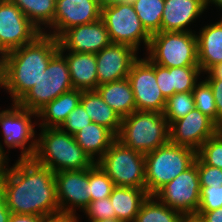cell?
Listing matches in <instances>:
<instances>
[{
  "label": "cell",
  "mask_w": 222,
  "mask_h": 222,
  "mask_svg": "<svg viewBox=\"0 0 222 222\" xmlns=\"http://www.w3.org/2000/svg\"><path fill=\"white\" fill-rule=\"evenodd\" d=\"M10 213L60 216L56 195L55 173L33 158L18 159L0 177Z\"/></svg>",
  "instance_id": "obj_1"
},
{
  "label": "cell",
  "mask_w": 222,
  "mask_h": 222,
  "mask_svg": "<svg viewBox=\"0 0 222 222\" xmlns=\"http://www.w3.org/2000/svg\"><path fill=\"white\" fill-rule=\"evenodd\" d=\"M58 51V39L42 33L33 42L0 57V87L9 92L13 103L38 82Z\"/></svg>",
  "instance_id": "obj_2"
},
{
  "label": "cell",
  "mask_w": 222,
  "mask_h": 222,
  "mask_svg": "<svg viewBox=\"0 0 222 222\" xmlns=\"http://www.w3.org/2000/svg\"><path fill=\"white\" fill-rule=\"evenodd\" d=\"M33 159L54 173L65 170H83L95 163L71 135L59 128H41Z\"/></svg>",
  "instance_id": "obj_3"
},
{
  "label": "cell",
  "mask_w": 222,
  "mask_h": 222,
  "mask_svg": "<svg viewBox=\"0 0 222 222\" xmlns=\"http://www.w3.org/2000/svg\"><path fill=\"white\" fill-rule=\"evenodd\" d=\"M116 137L126 147L146 154L170 141L169 124L163 113L134 111L122 118Z\"/></svg>",
  "instance_id": "obj_4"
},
{
  "label": "cell",
  "mask_w": 222,
  "mask_h": 222,
  "mask_svg": "<svg viewBox=\"0 0 222 222\" xmlns=\"http://www.w3.org/2000/svg\"><path fill=\"white\" fill-rule=\"evenodd\" d=\"M196 156L194 149L170 141L146 153L145 189L148 195H155L163 186L188 169Z\"/></svg>",
  "instance_id": "obj_5"
},
{
  "label": "cell",
  "mask_w": 222,
  "mask_h": 222,
  "mask_svg": "<svg viewBox=\"0 0 222 222\" xmlns=\"http://www.w3.org/2000/svg\"><path fill=\"white\" fill-rule=\"evenodd\" d=\"M146 51L151 62L163 67L199 66L195 32H157Z\"/></svg>",
  "instance_id": "obj_6"
},
{
  "label": "cell",
  "mask_w": 222,
  "mask_h": 222,
  "mask_svg": "<svg viewBox=\"0 0 222 222\" xmlns=\"http://www.w3.org/2000/svg\"><path fill=\"white\" fill-rule=\"evenodd\" d=\"M115 186L145 189V154L115 140L97 162Z\"/></svg>",
  "instance_id": "obj_7"
},
{
  "label": "cell",
  "mask_w": 222,
  "mask_h": 222,
  "mask_svg": "<svg viewBox=\"0 0 222 222\" xmlns=\"http://www.w3.org/2000/svg\"><path fill=\"white\" fill-rule=\"evenodd\" d=\"M67 61L58 51L38 82L17 102L24 109L38 112L63 93L73 90Z\"/></svg>",
  "instance_id": "obj_8"
},
{
  "label": "cell",
  "mask_w": 222,
  "mask_h": 222,
  "mask_svg": "<svg viewBox=\"0 0 222 222\" xmlns=\"http://www.w3.org/2000/svg\"><path fill=\"white\" fill-rule=\"evenodd\" d=\"M101 19L112 43L127 44L137 51L143 42L148 48L151 35L143 27L132 4L117 3L102 7Z\"/></svg>",
  "instance_id": "obj_9"
},
{
  "label": "cell",
  "mask_w": 222,
  "mask_h": 222,
  "mask_svg": "<svg viewBox=\"0 0 222 222\" xmlns=\"http://www.w3.org/2000/svg\"><path fill=\"white\" fill-rule=\"evenodd\" d=\"M12 105V108L0 111L4 144L8 149H21L19 159L33 158L36 153L37 138L35 139V125L32 124L31 118L37 117V113L24 109L17 103Z\"/></svg>",
  "instance_id": "obj_10"
},
{
  "label": "cell",
  "mask_w": 222,
  "mask_h": 222,
  "mask_svg": "<svg viewBox=\"0 0 222 222\" xmlns=\"http://www.w3.org/2000/svg\"><path fill=\"white\" fill-rule=\"evenodd\" d=\"M200 192L199 172L194 162L154 196L186 218L195 217L200 204Z\"/></svg>",
  "instance_id": "obj_11"
},
{
  "label": "cell",
  "mask_w": 222,
  "mask_h": 222,
  "mask_svg": "<svg viewBox=\"0 0 222 222\" xmlns=\"http://www.w3.org/2000/svg\"><path fill=\"white\" fill-rule=\"evenodd\" d=\"M42 32L9 0H0V57L33 42Z\"/></svg>",
  "instance_id": "obj_12"
},
{
  "label": "cell",
  "mask_w": 222,
  "mask_h": 222,
  "mask_svg": "<svg viewBox=\"0 0 222 222\" xmlns=\"http://www.w3.org/2000/svg\"><path fill=\"white\" fill-rule=\"evenodd\" d=\"M128 80L134 94L136 111L163 113L166 98L163 96L155 76V63L147 56L137 58L131 65Z\"/></svg>",
  "instance_id": "obj_13"
},
{
  "label": "cell",
  "mask_w": 222,
  "mask_h": 222,
  "mask_svg": "<svg viewBox=\"0 0 222 222\" xmlns=\"http://www.w3.org/2000/svg\"><path fill=\"white\" fill-rule=\"evenodd\" d=\"M55 183L61 215L77 217L76 208L83 211L90 204L89 168L56 172Z\"/></svg>",
  "instance_id": "obj_14"
},
{
  "label": "cell",
  "mask_w": 222,
  "mask_h": 222,
  "mask_svg": "<svg viewBox=\"0 0 222 222\" xmlns=\"http://www.w3.org/2000/svg\"><path fill=\"white\" fill-rule=\"evenodd\" d=\"M219 130L220 127L211 118L194 108L169 126L170 142L197 152L202 144Z\"/></svg>",
  "instance_id": "obj_15"
},
{
  "label": "cell",
  "mask_w": 222,
  "mask_h": 222,
  "mask_svg": "<svg viewBox=\"0 0 222 222\" xmlns=\"http://www.w3.org/2000/svg\"><path fill=\"white\" fill-rule=\"evenodd\" d=\"M99 0H56L52 32L45 34L58 39L66 30L101 19Z\"/></svg>",
  "instance_id": "obj_16"
},
{
  "label": "cell",
  "mask_w": 222,
  "mask_h": 222,
  "mask_svg": "<svg viewBox=\"0 0 222 222\" xmlns=\"http://www.w3.org/2000/svg\"><path fill=\"white\" fill-rule=\"evenodd\" d=\"M59 50L97 54L112 44L102 19L66 30L59 38Z\"/></svg>",
  "instance_id": "obj_17"
},
{
  "label": "cell",
  "mask_w": 222,
  "mask_h": 222,
  "mask_svg": "<svg viewBox=\"0 0 222 222\" xmlns=\"http://www.w3.org/2000/svg\"><path fill=\"white\" fill-rule=\"evenodd\" d=\"M137 51L127 44L112 43L96 54L98 85L127 78Z\"/></svg>",
  "instance_id": "obj_18"
},
{
  "label": "cell",
  "mask_w": 222,
  "mask_h": 222,
  "mask_svg": "<svg viewBox=\"0 0 222 222\" xmlns=\"http://www.w3.org/2000/svg\"><path fill=\"white\" fill-rule=\"evenodd\" d=\"M205 10L203 0H164L161 31L192 32L187 26Z\"/></svg>",
  "instance_id": "obj_19"
},
{
  "label": "cell",
  "mask_w": 222,
  "mask_h": 222,
  "mask_svg": "<svg viewBox=\"0 0 222 222\" xmlns=\"http://www.w3.org/2000/svg\"><path fill=\"white\" fill-rule=\"evenodd\" d=\"M65 57L73 88L81 91L96 90L98 87L97 60L93 53H65V50H59Z\"/></svg>",
  "instance_id": "obj_20"
},
{
  "label": "cell",
  "mask_w": 222,
  "mask_h": 222,
  "mask_svg": "<svg viewBox=\"0 0 222 222\" xmlns=\"http://www.w3.org/2000/svg\"><path fill=\"white\" fill-rule=\"evenodd\" d=\"M197 37L198 63L201 72H208L222 63V18L218 22L201 28Z\"/></svg>",
  "instance_id": "obj_21"
},
{
  "label": "cell",
  "mask_w": 222,
  "mask_h": 222,
  "mask_svg": "<svg viewBox=\"0 0 222 222\" xmlns=\"http://www.w3.org/2000/svg\"><path fill=\"white\" fill-rule=\"evenodd\" d=\"M76 142L82 150L97 163L109 149L111 144L117 139L116 135L103 125L91 122L75 135ZM97 158H96V157Z\"/></svg>",
  "instance_id": "obj_22"
},
{
  "label": "cell",
  "mask_w": 222,
  "mask_h": 222,
  "mask_svg": "<svg viewBox=\"0 0 222 222\" xmlns=\"http://www.w3.org/2000/svg\"><path fill=\"white\" fill-rule=\"evenodd\" d=\"M81 90L73 89L61 94L37 112V117L42 119L41 128H59L69 114L81 101Z\"/></svg>",
  "instance_id": "obj_23"
},
{
  "label": "cell",
  "mask_w": 222,
  "mask_h": 222,
  "mask_svg": "<svg viewBox=\"0 0 222 222\" xmlns=\"http://www.w3.org/2000/svg\"><path fill=\"white\" fill-rule=\"evenodd\" d=\"M98 93L121 118L136 111V103L128 78L98 85Z\"/></svg>",
  "instance_id": "obj_24"
},
{
  "label": "cell",
  "mask_w": 222,
  "mask_h": 222,
  "mask_svg": "<svg viewBox=\"0 0 222 222\" xmlns=\"http://www.w3.org/2000/svg\"><path fill=\"white\" fill-rule=\"evenodd\" d=\"M80 103L92 122L105 126L116 136L119 134L122 118L104 102L97 90L82 91Z\"/></svg>",
  "instance_id": "obj_25"
},
{
  "label": "cell",
  "mask_w": 222,
  "mask_h": 222,
  "mask_svg": "<svg viewBox=\"0 0 222 222\" xmlns=\"http://www.w3.org/2000/svg\"><path fill=\"white\" fill-rule=\"evenodd\" d=\"M148 197L146 189L115 186L109 196L116 219L122 222H134L140 207Z\"/></svg>",
  "instance_id": "obj_26"
},
{
  "label": "cell",
  "mask_w": 222,
  "mask_h": 222,
  "mask_svg": "<svg viewBox=\"0 0 222 222\" xmlns=\"http://www.w3.org/2000/svg\"><path fill=\"white\" fill-rule=\"evenodd\" d=\"M13 2L23 14L40 30L53 25L56 0H9Z\"/></svg>",
  "instance_id": "obj_27"
},
{
  "label": "cell",
  "mask_w": 222,
  "mask_h": 222,
  "mask_svg": "<svg viewBox=\"0 0 222 222\" xmlns=\"http://www.w3.org/2000/svg\"><path fill=\"white\" fill-rule=\"evenodd\" d=\"M184 219L180 212L163 204L156 196L148 195L134 222H182Z\"/></svg>",
  "instance_id": "obj_28"
},
{
  "label": "cell",
  "mask_w": 222,
  "mask_h": 222,
  "mask_svg": "<svg viewBox=\"0 0 222 222\" xmlns=\"http://www.w3.org/2000/svg\"><path fill=\"white\" fill-rule=\"evenodd\" d=\"M132 5L150 35L161 32L164 0H134Z\"/></svg>",
  "instance_id": "obj_29"
},
{
  "label": "cell",
  "mask_w": 222,
  "mask_h": 222,
  "mask_svg": "<svg viewBox=\"0 0 222 222\" xmlns=\"http://www.w3.org/2000/svg\"><path fill=\"white\" fill-rule=\"evenodd\" d=\"M194 108L195 103L192 92H179L166 99L163 114L170 126L173 122L186 116Z\"/></svg>",
  "instance_id": "obj_30"
},
{
  "label": "cell",
  "mask_w": 222,
  "mask_h": 222,
  "mask_svg": "<svg viewBox=\"0 0 222 222\" xmlns=\"http://www.w3.org/2000/svg\"><path fill=\"white\" fill-rule=\"evenodd\" d=\"M114 187V182L97 163L89 168L90 201L109 197Z\"/></svg>",
  "instance_id": "obj_31"
},
{
  "label": "cell",
  "mask_w": 222,
  "mask_h": 222,
  "mask_svg": "<svg viewBox=\"0 0 222 222\" xmlns=\"http://www.w3.org/2000/svg\"><path fill=\"white\" fill-rule=\"evenodd\" d=\"M171 73L172 88L174 94L179 92H193L198 83L201 69L199 66H184L169 68Z\"/></svg>",
  "instance_id": "obj_32"
},
{
  "label": "cell",
  "mask_w": 222,
  "mask_h": 222,
  "mask_svg": "<svg viewBox=\"0 0 222 222\" xmlns=\"http://www.w3.org/2000/svg\"><path fill=\"white\" fill-rule=\"evenodd\" d=\"M195 108L211 118L217 124V107L211 86L202 80L193 89Z\"/></svg>",
  "instance_id": "obj_33"
},
{
  "label": "cell",
  "mask_w": 222,
  "mask_h": 222,
  "mask_svg": "<svg viewBox=\"0 0 222 222\" xmlns=\"http://www.w3.org/2000/svg\"><path fill=\"white\" fill-rule=\"evenodd\" d=\"M197 156L207 165L222 169V132L206 140L197 151Z\"/></svg>",
  "instance_id": "obj_34"
},
{
  "label": "cell",
  "mask_w": 222,
  "mask_h": 222,
  "mask_svg": "<svg viewBox=\"0 0 222 222\" xmlns=\"http://www.w3.org/2000/svg\"><path fill=\"white\" fill-rule=\"evenodd\" d=\"M83 212L90 221L116 218V211L113 209L109 197L90 201Z\"/></svg>",
  "instance_id": "obj_35"
},
{
  "label": "cell",
  "mask_w": 222,
  "mask_h": 222,
  "mask_svg": "<svg viewBox=\"0 0 222 222\" xmlns=\"http://www.w3.org/2000/svg\"><path fill=\"white\" fill-rule=\"evenodd\" d=\"M92 122L90 116L87 115L81 103L69 114L67 119L61 125V129L71 135H75L85 126Z\"/></svg>",
  "instance_id": "obj_36"
},
{
  "label": "cell",
  "mask_w": 222,
  "mask_h": 222,
  "mask_svg": "<svg viewBox=\"0 0 222 222\" xmlns=\"http://www.w3.org/2000/svg\"><path fill=\"white\" fill-rule=\"evenodd\" d=\"M194 162L199 172L201 187L222 186V169L205 164L198 156Z\"/></svg>",
  "instance_id": "obj_37"
},
{
  "label": "cell",
  "mask_w": 222,
  "mask_h": 222,
  "mask_svg": "<svg viewBox=\"0 0 222 222\" xmlns=\"http://www.w3.org/2000/svg\"><path fill=\"white\" fill-rule=\"evenodd\" d=\"M222 207V186L201 187L197 211H212Z\"/></svg>",
  "instance_id": "obj_38"
},
{
  "label": "cell",
  "mask_w": 222,
  "mask_h": 222,
  "mask_svg": "<svg viewBox=\"0 0 222 222\" xmlns=\"http://www.w3.org/2000/svg\"><path fill=\"white\" fill-rule=\"evenodd\" d=\"M155 76L156 82L163 96L166 99L172 96L174 94V88H172L171 73L169 68L155 64Z\"/></svg>",
  "instance_id": "obj_39"
},
{
  "label": "cell",
  "mask_w": 222,
  "mask_h": 222,
  "mask_svg": "<svg viewBox=\"0 0 222 222\" xmlns=\"http://www.w3.org/2000/svg\"><path fill=\"white\" fill-rule=\"evenodd\" d=\"M211 86L213 91L214 100L217 107V125H222V80L220 79H205Z\"/></svg>",
  "instance_id": "obj_40"
},
{
  "label": "cell",
  "mask_w": 222,
  "mask_h": 222,
  "mask_svg": "<svg viewBox=\"0 0 222 222\" xmlns=\"http://www.w3.org/2000/svg\"><path fill=\"white\" fill-rule=\"evenodd\" d=\"M194 218L199 222H222V207L212 211H197Z\"/></svg>",
  "instance_id": "obj_41"
},
{
  "label": "cell",
  "mask_w": 222,
  "mask_h": 222,
  "mask_svg": "<svg viewBox=\"0 0 222 222\" xmlns=\"http://www.w3.org/2000/svg\"><path fill=\"white\" fill-rule=\"evenodd\" d=\"M45 219L37 215L11 213L8 222H43Z\"/></svg>",
  "instance_id": "obj_42"
},
{
  "label": "cell",
  "mask_w": 222,
  "mask_h": 222,
  "mask_svg": "<svg viewBox=\"0 0 222 222\" xmlns=\"http://www.w3.org/2000/svg\"><path fill=\"white\" fill-rule=\"evenodd\" d=\"M11 213L7 208L2 183L0 180V222H8Z\"/></svg>",
  "instance_id": "obj_43"
},
{
  "label": "cell",
  "mask_w": 222,
  "mask_h": 222,
  "mask_svg": "<svg viewBox=\"0 0 222 222\" xmlns=\"http://www.w3.org/2000/svg\"><path fill=\"white\" fill-rule=\"evenodd\" d=\"M209 74L206 79H220L222 80V63L213 66L208 72L205 74Z\"/></svg>",
  "instance_id": "obj_44"
},
{
  "label": "cell",
  "mask_w": 222,
  "mask_h": 222,
  "mask_svg": "<svg viewBox=\"0 0 222 222\" xmlns=\"http://www.w3.org/2000/svg\"><path fill=\"white\" fill-rule=\"evenodd\" d=\"M4 146L0 143V177L7 170L8 165V155L4 152ZM7 164V165H6Z\"/></svg>",
  "instance_id": "obj_45"
},
{
  "label": "cell",
  "mask_w": 222,
  "mask_h": 222,
  "mask_svg": "<svg viewBox=\"0 0 222 222\" xmlns=\"http://www.w3.org/2000/svg\"><path fill=\"white\" fill-rule=\"evenodd\" d=\"M43 222H79L78 217L60 215L57 217L47 218Z\"/></svg>",
  "instance_id": "obj_46"
},
{
  "label": "cell",
  "mask_w": 222,
  "mask_h": 222,
  "mask_svg": "<svg viewBox=\"0 0 222 222\" xmlns=\"http://www.w3.org/2000/svg\"><path fill=\"white\" fill-rule=\"evenodd\" d=\"M134 0H99L101 7H106L110 5H114L117 3H128L132 4Z\"/></svg>",
  "instance_id": "obj_47"
},
{
  "label": "cell",
  "mask_w": 222,
  "mask_h": 222,
  "mask_svg": "<svg viewBox=\"0 0 222 222\" xmlns=\"http://www.w3.org/2000/svg\"><path fill=\"white\" fill-rule=\"evenodd\" d=\"M206 10L207 7L210 6L209 4H215V6L219 7L220 9H222V0H203Z\"/></svg>",
  "instance_id": "obj_48"
},
{
  "label": "cell",
  "mask_w": 222,
  "mask_h": 222,
  "mask_svg": "<svg viewBox=\"0 0 222 222\" xmlns=\"http://www.w3.org/2000/svg\"><path fill=\"white\" fill-rule=\"evenodd\" d=\"M89 222H122V221L116 218H110V219L94 220Z\"/></svg>",
  "instance_id": "obj_49"
},
{
  "label": "cell",
  "mask_w": 222,
  "mask_h": 222,
  "mask_svg": "<svg viewBox=\"0 0 222 222\" xmlns=\"http://www.w3.org/2000/svg\"><path fill=\"white\" fill-rule=\"evenodd\" d=\"M182 222H199V221L194 217H186Z\"/></svg>",
  "instance_id": "obj_50"
}]
</instances>
